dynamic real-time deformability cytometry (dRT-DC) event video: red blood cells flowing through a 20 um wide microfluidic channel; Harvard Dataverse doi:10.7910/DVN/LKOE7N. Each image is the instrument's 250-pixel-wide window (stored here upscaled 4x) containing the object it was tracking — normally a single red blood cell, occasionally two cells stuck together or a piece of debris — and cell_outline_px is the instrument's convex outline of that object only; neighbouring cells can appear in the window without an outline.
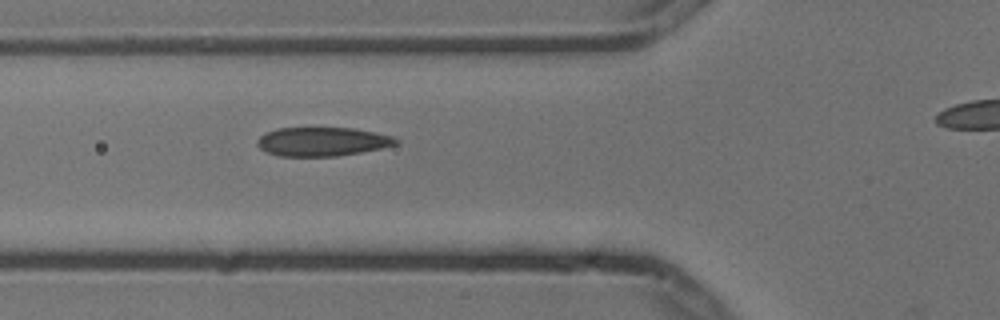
{"species": "common noctule bat (a hibernating species)", "species_latin": "Nyctalus noctula", "temperature_condition": "cold", "stored_images_in_passage": 7, "segment_of_instrument_passage": [1, 2], "camera_frame_rate_fps": 3000, "um_per_image_px": 0.085, "animal": {"sex": "male", "body_mass_g": 13.3}, "frame": {"image": 1, "passage_image": 6, "time_ms": 1.667, "image_size_px": [1000, 320], "cell_outline_px": [[400, 144], [360, 152], [336, 156], [280, 156], [268, 152], [260, 148], [256, 144], [256, 140], [264, 132], [276, 128], [352, 128], [376, 132], [392, 136], [400, 140]], "centroid_in_image_um": [27.39, 12.03], "position_along_channel_um": 98.4, "area_um2": 23.41}}